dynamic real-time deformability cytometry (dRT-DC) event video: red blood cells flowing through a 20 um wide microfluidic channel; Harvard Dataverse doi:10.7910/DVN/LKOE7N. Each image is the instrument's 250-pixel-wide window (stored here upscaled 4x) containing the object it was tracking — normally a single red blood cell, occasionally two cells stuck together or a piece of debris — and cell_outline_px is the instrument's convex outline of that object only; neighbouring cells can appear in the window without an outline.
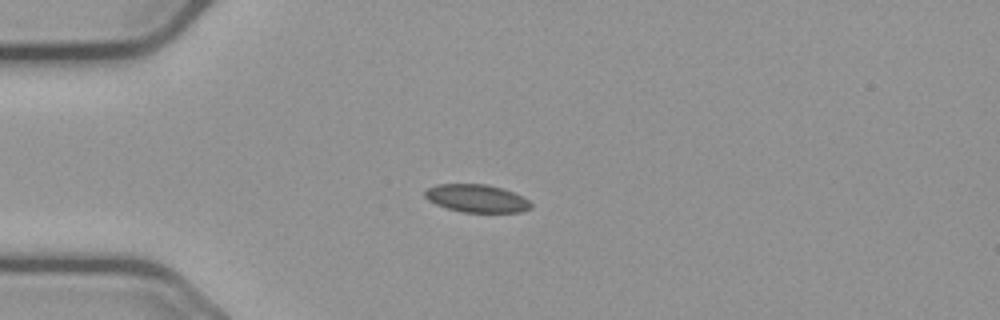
{"species": "common noctule bat (a hibernating species)", "species_latin": "Nyctalus noctula", "temperature_condition": "cold", "stored_images_in_passage": 43, "camera_frame_rate_fps": 3000, "um_per_image_px": 0.085, "animal": {"sex": "male", "body_mass_g": 23.1, "forearm_length_mm": 52.7}, "frame": {"image": 1, "passage_image": 1, "time_ms": 0.0, "image_size_px": [1000, 320], "cell_outline_px": [[532, 208], [520, 212], [460, 212], [436, 204], [428, 200], [424, 196], [424, 192], [428, 188], [436, 184], [488, 184], [504, 188], [524, 196], [532, 204]], "centroid_in_image_um": [40.54, 16.85], "position_along_channel_um": 44.5, "area_um2": 17.4}}
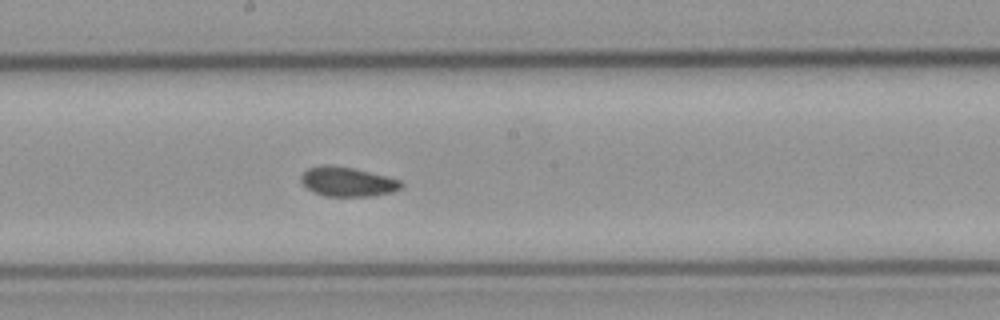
{"frame": {"image": 2, "passage_image": 17, "time_ms": 5.333, "image_size_px": [1000, 320], "cell_outline_px": [[404, 188], [392, 192], [372, 196], [324, 196], [308, 188], [300, 180], [300, 176], [308, 168], [324, 164], [352, 168], [400, 180], [404, 184]], "centroid_in_image_um": [29.55, 15.45], "position_along_channel_um": 218.6, "area_um2": 16.99}}
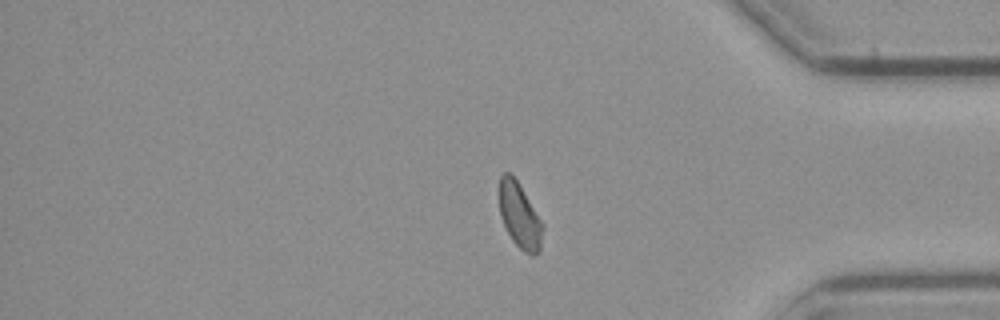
{"frame": {"image": 3, "passage_image": 33, "time_ms": 10.667, "image_size_px": [1000, 320], "cell_outline_px": [[544, 228], [540, 252], [536, 256], [532, 256], [524, 252], [512, 240], [500, 216], [500, 176], [504, 172], [512, 172], [544, 224]], "centroid_in_image_um": [44.2, 18.35], "position_along_channel_um": 391.0, "area_um2": 16.7}, "authors_computed_cell_mechanics": {"area_um2": 17.051, "velocity_mm_per_s": 3.6504, "shape_relaxation_time_tau1_ms": null, "shape_relaxation_time_tau2_ms": 3.3656, "deformation_change_tau1": null, "deformation_change_tau2": 0.0593}}